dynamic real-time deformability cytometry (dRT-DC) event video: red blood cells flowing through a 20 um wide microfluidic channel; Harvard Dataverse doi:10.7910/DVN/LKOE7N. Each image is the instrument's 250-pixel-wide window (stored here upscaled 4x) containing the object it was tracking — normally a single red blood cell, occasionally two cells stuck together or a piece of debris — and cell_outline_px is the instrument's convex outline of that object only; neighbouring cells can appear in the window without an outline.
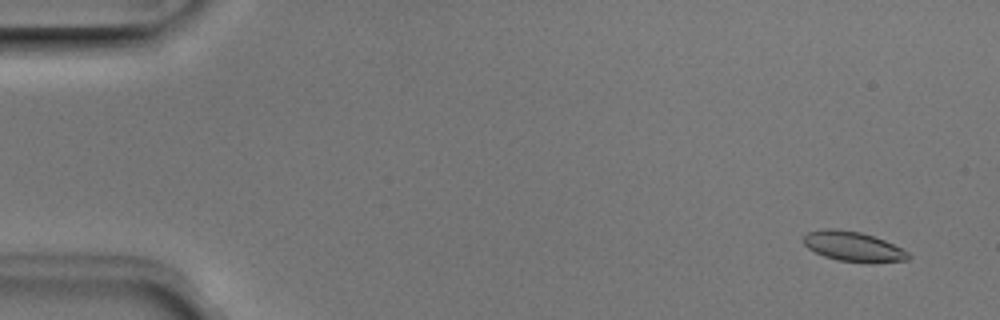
{"species": "Egyptian fruit bat (a non-hibernating species)", "species_latin": "Rousettus aegyptiacus", "temperature_condition": "room temperature", "stored_images_in_passage": 16, "camera_frame_rate_fps": 3000, "um_per_image_px": 0.085, "animal": {"sex": "male"}, "frame": {"image": 1, "passage_image": 4, "time_ms": 1.0, "image_size_px": [1000, 320], "cell_outline_px": [[912, 256], [908, 260], [836, 260], [824, 256], [808, 248], [804, 244], [804, 236], [808, 232], [824, 228], [836, 228], [860, 232], [884, 240], [908, 252]], "centroid_in_image_um": [72.44, 20.9], "position_along_channel_um": 12.6, "area_um2": 17.4}}
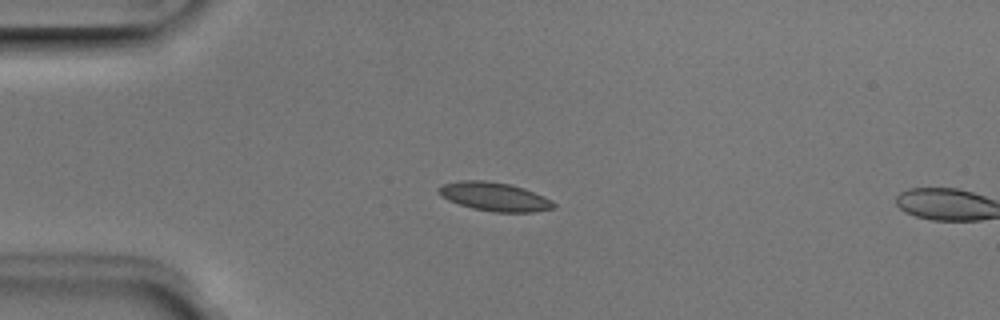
{"frame": {"image": 2, "passage_image": 14, "time_ms": 4.333, "image_size_px": [1000, 320], "cell_outline_px": [[556, 208], [532, 212], [492, 212], [472, 208], [448, 200], [440, 196], [436, 192], [436, 188], [444, 184], [460, 180], [484, 180], [508, 184], [524, 188], [544, 196], [552, 200], [556, 204]], "centroid_in_image_um": [42.02, 16.72], "position_along_channel_um": 43.0, "area_um2": 19.36}}